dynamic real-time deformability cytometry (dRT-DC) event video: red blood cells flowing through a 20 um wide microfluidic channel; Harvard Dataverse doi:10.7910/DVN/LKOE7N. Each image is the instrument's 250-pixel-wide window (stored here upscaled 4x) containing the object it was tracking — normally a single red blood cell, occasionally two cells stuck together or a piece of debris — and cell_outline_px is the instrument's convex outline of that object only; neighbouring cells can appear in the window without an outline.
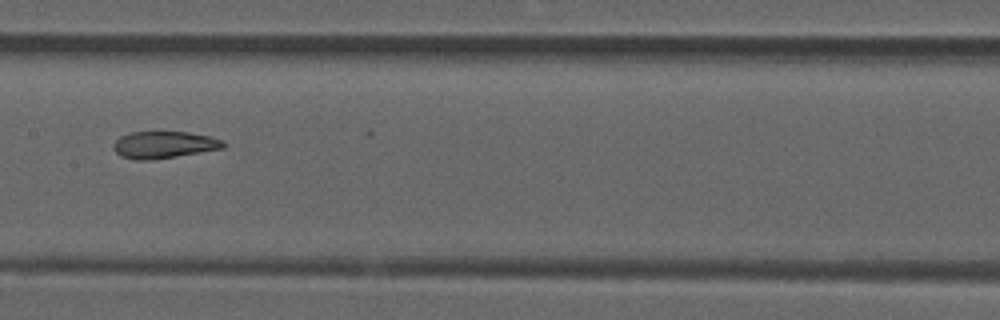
{"species": "common noctule bat (a hibernating species)", "species_latin": "Nyctalus noctula", "temperature_condition": "room temperature", "stored_images_in_passage": 12, "camera_frame_rate_fps": 3000, "um_per_image_px": 0.085, "animal": {"sex": "male", "forearm_length_mm": 52.5}, "frame": {"image": 1, "passage_image": 10, "time_ms": 3.0, "image_size_px": [1000, 320], "cell_outline_px": [[228, 144], [224, 148], [152, 160], [136, 160], [120, 156], [112, 148], [112, 144], [120, 136], [128, 132], [188, 132], [212, 136], [224, 140]], "centroid_in_image_um": [13.95, 12.3], "position_along_channel_um": 193.5, "area_um2": 17.51}}